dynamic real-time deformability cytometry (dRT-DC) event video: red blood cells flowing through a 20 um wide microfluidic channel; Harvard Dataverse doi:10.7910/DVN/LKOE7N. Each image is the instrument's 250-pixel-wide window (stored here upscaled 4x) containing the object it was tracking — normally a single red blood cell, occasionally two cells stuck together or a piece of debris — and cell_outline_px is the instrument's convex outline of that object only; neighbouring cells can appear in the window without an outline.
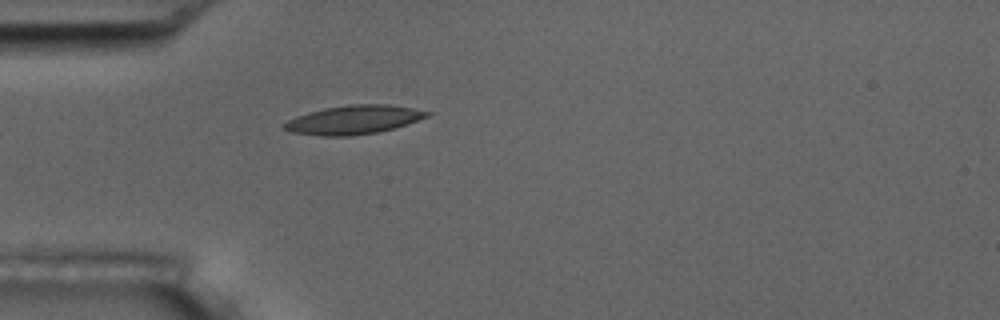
{"species": "common noctule bat (a hibernating species)", "species_latin": "Nyctalus noctula", "temperature_condition": "room temperature", "stored_images_in_passage": 3, "camera_frame_rate_fps": 3000, "um_per_image_px": 0.085, "animal": {"sex": "male", "body_mass_g": 17.5, "forearm_length_mm": 52.3}, "frame": {"image": 1, "passage_image": 3, "time_ms": 2.333, "image_size_px": [1000, 320], "cell_outline_px": [[432, 112], [428, 116], [408, 124], [396, 128], [376, 132], [348, 136], [320, 136], [292, 132], [280, 128], [280, 124], [296, 116], [308, 112], [324, 108], [352, 104], [388, 104], [412, 108]], "centroid_in_image_um": [30.02, 10.18], "position_along_channel_um": 55.0, "area_um2": 24.1}}